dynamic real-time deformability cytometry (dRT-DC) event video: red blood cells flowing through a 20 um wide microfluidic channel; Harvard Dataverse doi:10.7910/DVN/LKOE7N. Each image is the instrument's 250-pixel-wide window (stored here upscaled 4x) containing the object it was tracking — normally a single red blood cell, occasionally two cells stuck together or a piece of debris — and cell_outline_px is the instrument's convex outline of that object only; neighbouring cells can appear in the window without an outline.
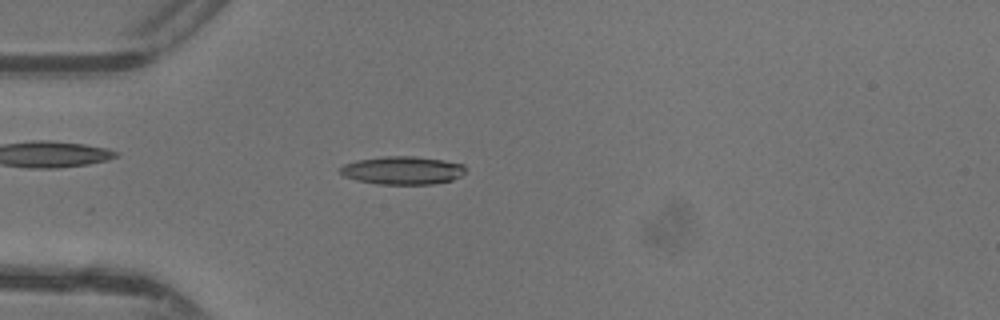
{"species": "common noctule bat (a hibernating species)", "species_latin": "Nyctalus noctula", "temperature_condition": "warm", "stored_images_in_passage": 37, "camera_frame_rate_fps": 3000, "um_per_image_px": 0.085, "animal": {"sex": "female"}, "frame": {"image": 1, "passage_image": 4, "time_ms": 1.0, "image_size_px": [1000, 320], "cell_outline_px": [[464, 172], [460, 176], [452, 180], [432, 184], [376, 184], [356, 180], [344, 176], [340, 172], [340, 168], [344, 164], [356, 160], [384, 156], [416, 156], [444, 160], [464, 164]], "centroid_in_image_um": [34.2, 14.47], "position_along_channel_um": 50.8, "area_um2": 20.58}}
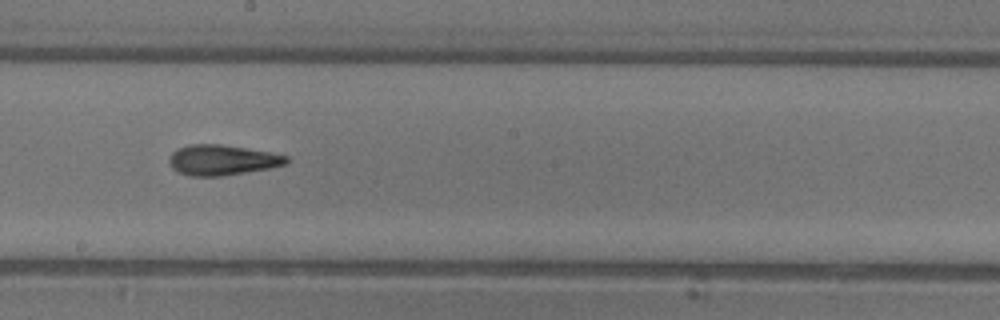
{"frame": {"image": 2, "passage_image": 17, "time_ms": 5.333, "image_size_px": [1000, 320], "cell_outline_px": [[288, 164], [268, 168], [220, 176], [188, 176], [172, 168], [168, 160], [172, 152], [188, 144], [220, 144], [268, 152], [288, 156]], "centroid_in_image_um": [18.86, 13.6], "position_along_channel_um": 229.3, "area_um2": 20.46}}
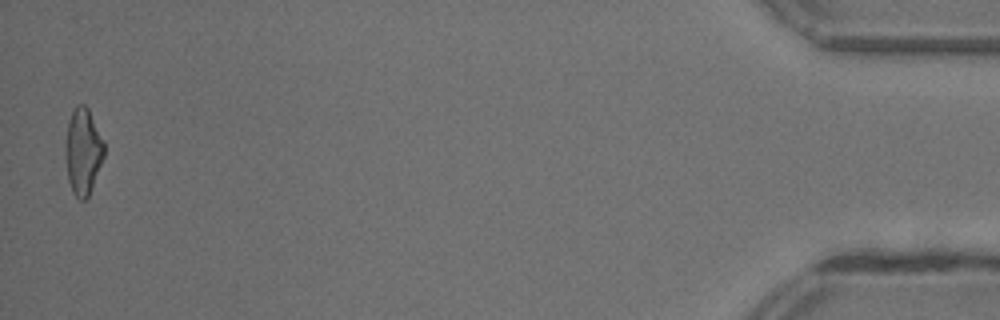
{"frame": {"image": 3, "passage_image": 37, "time_ms": 12.0, "image_size_px": [1000, 320], "cell_outline_px": [[104, 156], [88, 196], [84, 200], [80, 200], [72, 192], [68, 180], [64, 144], [68, 120], [76, 104], [84, 104], [88, 108], [104, 140]], "centroid_in_image_um": [7.04, 12.83], "position_along_channel_um": 428.2, "area_um2": 19.54}, "authors_computed_cell_mechanics": {"area_um2": 19.9988, "velocity_mm_per_s": 4.4126, "shape_relaxation_time_tau1_ms": null, "shape_relaxation_time_tau2_ms": 1.7698, "deformation_change_tau1": null, "deformation_change_tau2": 0.1094}}